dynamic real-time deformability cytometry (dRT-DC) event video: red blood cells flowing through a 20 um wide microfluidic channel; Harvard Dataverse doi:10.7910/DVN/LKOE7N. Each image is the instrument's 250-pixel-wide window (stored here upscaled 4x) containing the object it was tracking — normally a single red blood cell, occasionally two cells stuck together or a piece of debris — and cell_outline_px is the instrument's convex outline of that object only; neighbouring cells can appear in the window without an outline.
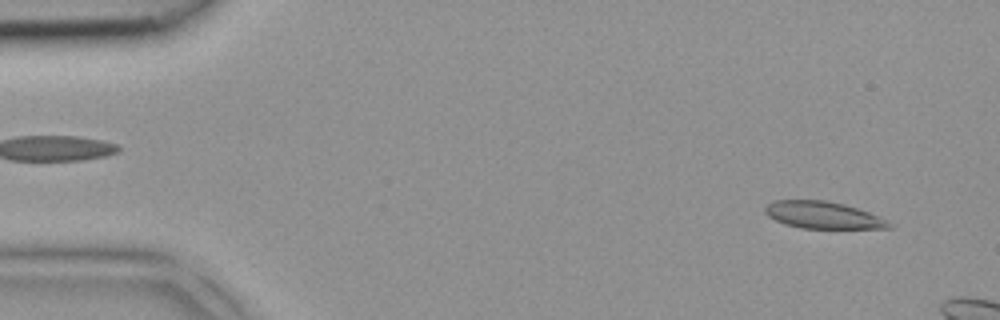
{"species": "common noctule bat (a hibernating species)", "species_latin": "Nyctalus noctula", "temperature_condition": "room temperature", "stored_images_in_passage": 3, "segment_of_instrument_passage": [2, 2], "camera_frame_rate_fps": 3000, "um_per_image_px": 0.085, "animal": {"sex": "female", "body_mass_g": 18.4}, "frame": {"image": 1, "passage_image": 3, "time_ms": 0.667, "image_size_px": [1000, 320], "cell_outline_px": [[892, 228], [800, 228], [784, 224], [768, 216], [764, 212], [764, 208], [772, 200], [824, 200], [844, 204], [868, 212], [888, 220]], "centroid_in_image_um": [69.91, 18.28], "position_along_channel_um": 15.1, "area_um2": 19.42}}